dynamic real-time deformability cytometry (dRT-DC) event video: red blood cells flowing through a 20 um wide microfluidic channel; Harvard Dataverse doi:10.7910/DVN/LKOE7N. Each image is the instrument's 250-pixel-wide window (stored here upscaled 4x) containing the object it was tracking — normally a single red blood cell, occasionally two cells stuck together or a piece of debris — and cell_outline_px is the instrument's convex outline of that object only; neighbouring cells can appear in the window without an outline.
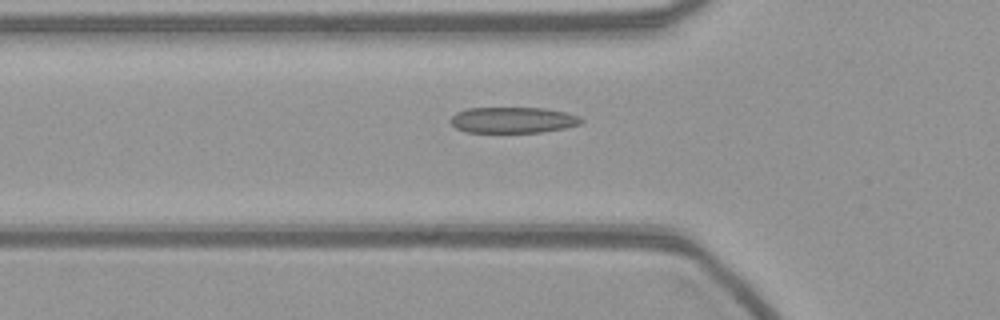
{"species": "common noctule bat (a hibernating species)", "species_latin": "Nyctalus noctula", "temperature_condition": "warm", "stored_images_in_passage": 39, "camera_frame_rate_fps": 3000, "um_per_image_px": 0.085, "animal": {"sex": "female", "body_mass_g": 21.9}, "frame": {"image": 1, "passage_image": 8, "time_ms": 2.333, "image_size_px": [1000, 320], "cell_outline_px": [[584, 120], [580, 124], [564, 128], [540, 132], [464, 132], [456, 128], [448, 120], [456, 112], [468, 108], [544, 108], [564, 112], [580, 116]], "centroid_in_image_um": [43.57, 10.2], "position_along_channel_um": 82.2, "area_um2": 19.77}}
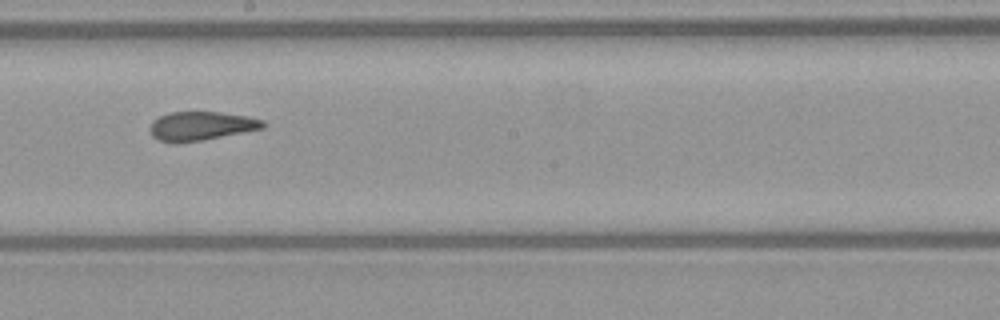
{"frame": {"image": 2, "passage_image": 20, "time_ms": 6.333, "image_size_px": [1000, 320], "cell_outline_px": [[264, 128], [204, 140], [176, 144], [156, 140], [152, 136], [148, 128], [152, 120], [168, 112], [220, 112], [244, 116], [264, 120]], "centroid_in_image_um": [17.01, 10.73], "position_along_channel_um": 231.2, "area_um2": 19.25}}
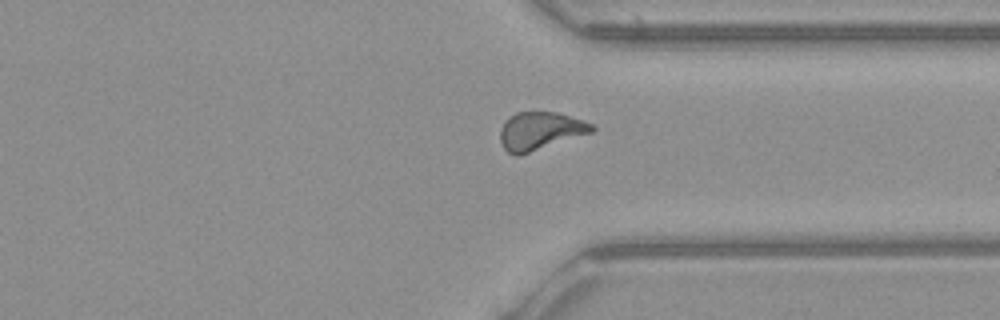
{"frame": {"image": 3, "passage_image": 31, "time_ms": 10.0, "image_size_px": [1000, 320], "cell_outline_px": [[596, 128], [592, 132], [520, 156], [516, 156], [508, 152], [504, 148], [500, 140], [500, 128], [508, 116], [516, 112], [556, 112], [584, 120], [592, 124]], "centroid_in_image_um": [45.89, 11.13], "position_along_channel_um": 365.5, "area_um2": 20.4}}